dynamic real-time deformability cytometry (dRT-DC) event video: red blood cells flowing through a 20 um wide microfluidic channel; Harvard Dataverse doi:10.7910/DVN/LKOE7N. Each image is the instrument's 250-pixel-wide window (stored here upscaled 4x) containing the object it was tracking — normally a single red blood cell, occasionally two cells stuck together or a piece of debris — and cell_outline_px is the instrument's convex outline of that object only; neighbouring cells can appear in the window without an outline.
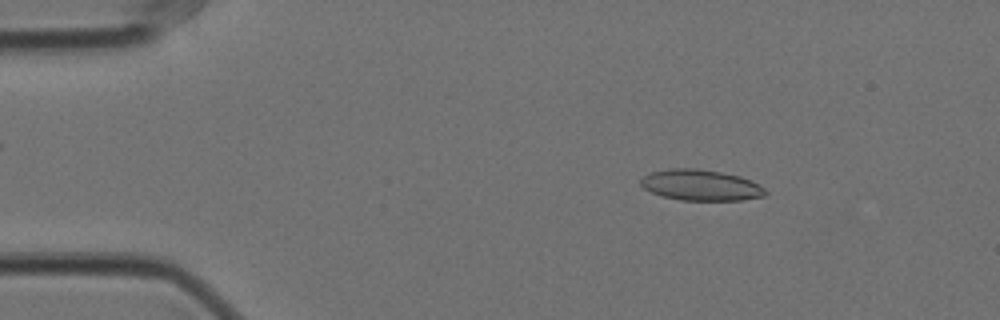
{"species": "Egyptian fruit bat (a non-hibernating species)", "species_latin": "Rousettus aegyptiacus", "temperature_condition": "cold", "stored_images_in_passage": 57, "camera_frame_rate_fps": 3000, "um_per_image_px": 0.085, "animal": {"sex": "female"}, "frame": {"image": 1, "passage_image": 9, "time_ms": 2.667, "image_size_px": [1000, 320], "cell_outline_px": [[768, 192], [764, 196], [740, 200], [680, 200], [664, 196], [652, 192], [644, 188], [640, 184], [640, 180], [644, 176], [652, 172], [668, 168], [696, 168], [720, 172], [740, 176], [752, 180], [760, 184]], "centroid_in_image_um": [59.59, 15.73], "position_along_channel_um": 25.4, "area_um2": 22.43}}
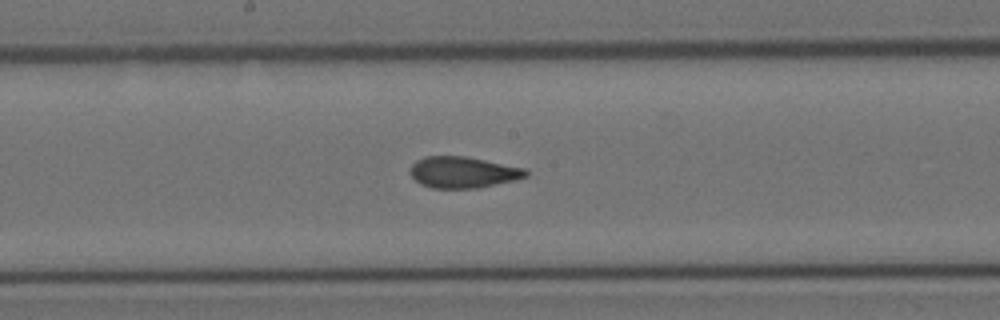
{"frame": {"image": 2, "passage_image": 30, "time_ms": 9.667, "image_size_px": [1000, 320], "cell_outline_px": [[528, 176], [516, 180], [480, 188], [432, 188], [420, 184], [408, 172], [412, 164], [416, 160], [424, 156], [464, 156], [528, 168]], "centroid_in_image_um": [39.38, 14.64], "position_along_channel_um": 208.8, "area_um2": 21.39}}
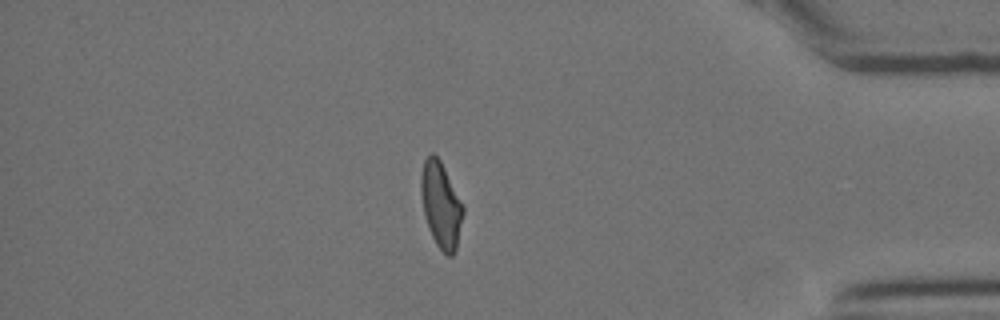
{"frame": {"image": 3, "passage_image": 49, "time_ms": 16.0, "image_size_px": [1000, 320], "cell_outline_px": [[464, 212], [456, 248], [452, 256], [448, 256], [436, 244], [428, 228], [424, 216], [420, 192], [420, 176], [424, 160], [432, 152], [440, 160], [464, 204]], "centroid_in_image_um": [37.47, 17.4], "position_along_channel_um": 397.7, "area_um2": 21.15}, "authors_computed_cell_mechanics": {"area_um2": 21.386, "velocity_mm_per_s": 3.5317, "shape_relaxation_time_tau1_ms": null, "shape_relaxation_time_tau2_ms": 1.4084, "deformation_change_tau1": null, "deformation_change_tau2": 0.0841}}